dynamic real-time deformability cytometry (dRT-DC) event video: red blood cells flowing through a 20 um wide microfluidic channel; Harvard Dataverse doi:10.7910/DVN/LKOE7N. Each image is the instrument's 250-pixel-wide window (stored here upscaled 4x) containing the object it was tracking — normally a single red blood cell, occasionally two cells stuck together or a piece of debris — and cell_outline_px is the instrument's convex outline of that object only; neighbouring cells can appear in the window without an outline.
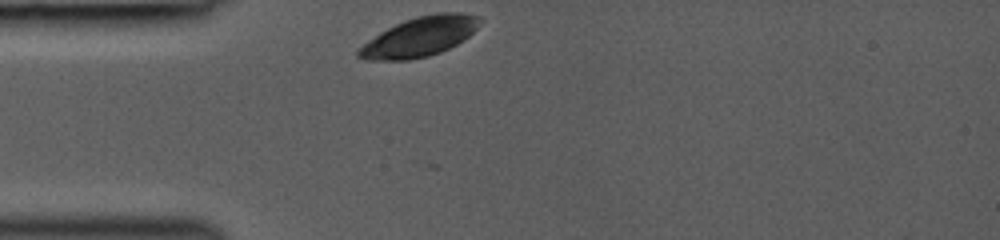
{"species": "common noctule bat (a hibernating species)", "species_latin": "Nyctalus noctula", "temperature_condition": "room temperature", "stored_images_in_passage": 1, "camera_frame_rate_fps": 3000, "um_per_image_px": 0.085, "animal": {"sex": "female", "body_mass_g": 19.0, "forearm_length_mm": 53.3}, "frame": {"image": 1, "passage_image": 1, "time_ms": 0.0, "image_size_px": [1000, 240], "cell_outline_px": [[484, 20], [468, 36], [456, 44], [440, 52], [428, 56], [408, 60], [364, 60], [356, 56], [356, 52], [368, 40], [380, 32], [404, 20], [416, 16], [436, 12], [460, 12], [480, 16]], "centroid_in_image_um": [35.68, 3.11], "position_along_channel_um": 49.3, "area_um2": 27.92}}